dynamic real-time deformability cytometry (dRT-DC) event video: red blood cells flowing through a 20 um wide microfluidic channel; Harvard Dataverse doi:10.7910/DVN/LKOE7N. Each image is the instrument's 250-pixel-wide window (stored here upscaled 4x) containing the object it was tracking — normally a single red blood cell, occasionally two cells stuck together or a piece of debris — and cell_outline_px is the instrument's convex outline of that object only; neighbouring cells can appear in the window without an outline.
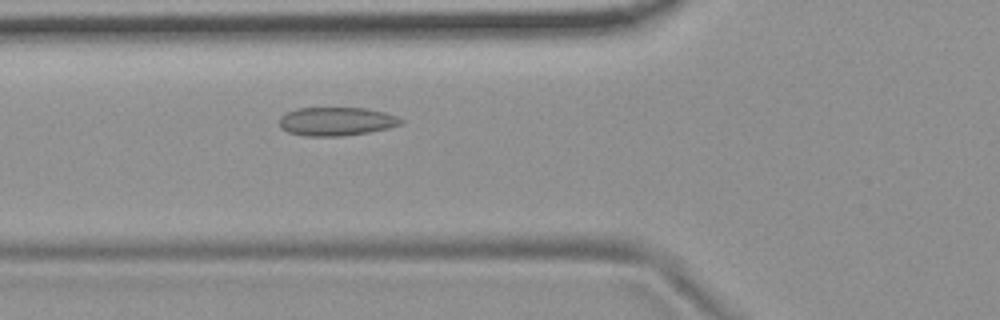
{"species": "common noctule bat (a hibernating species)", "species_latin": "Nyctalus noctula", "temperature_condition": "room temperature", "stored_images_in_passage": 35, "camera_frame_rate_fps": 3000, "um_per_image_px": 0.085, "animal": {"sex": "female", "body_mass_g": 19.9}, "frame": {"image": 1, "passage_image": 4, "time_ms": 1.0, "image_size_px": [1000, 320], "cell_outline_px": [[404, 124], [388, 128], [368, 132], [340, 136], [304, 136], [288, 132], [280, 128], [280, 116], [296, 108], [368, 108], [384, 112], [396, 116], [404, 120]], "centroid_in_image_um": [28.6, 10.32], "position_along_channel_um": 97.2, "area_um2": 20.29}}
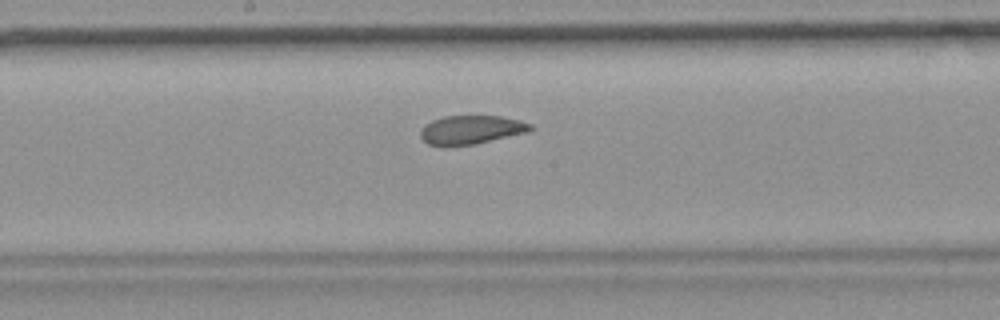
{"frame": {"image": 2, "passage_image": 13, "time_ms": 4.0, "image_size_px": [1000, 320], "cell_outline_px": [[532, 128], [528, 132], [476, 144], [428, 144], [420, 136], [420, 132], [424, 124], [432, 120], [444, 116], [500, 116], [520, 120], [532, 124]], "centroid_in_image_um": [40.07, 11.0], "position_along_channel_um": 208.1, "area_um2": 18.09}}
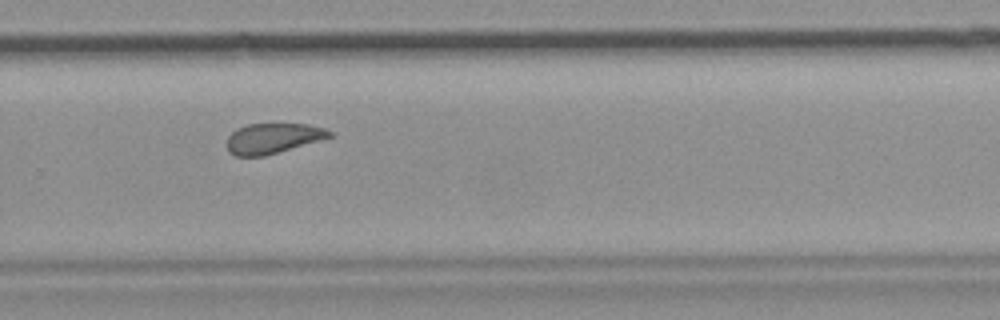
{"frame": {"image": 3, "passage_image": 21, "time_ms": 6.667, "image_size_px": [1000, 320], "cell_outline_px": [[332, 136], [264, 156], [236, 156], [228, 152], [228, 136], [236, 128], [248, 124], [308, 124], [324, 128], [332, 132]], "centroid_in_image_um": [23.16, 11.75], "position_along_channel_um": 306.6, "area_um2": 17.8}, "authors_computed_cell_mechanics": {"area_um2": 19.3052, "velocity_mm_per_s": 3.7041, "shape_relaxation_time_tau1_ms": null, "shape_relaxation_time_tau2_ms": 2.9447, "deformation_change_tau1": null, "deformation_change_tau2": 0.0934}}